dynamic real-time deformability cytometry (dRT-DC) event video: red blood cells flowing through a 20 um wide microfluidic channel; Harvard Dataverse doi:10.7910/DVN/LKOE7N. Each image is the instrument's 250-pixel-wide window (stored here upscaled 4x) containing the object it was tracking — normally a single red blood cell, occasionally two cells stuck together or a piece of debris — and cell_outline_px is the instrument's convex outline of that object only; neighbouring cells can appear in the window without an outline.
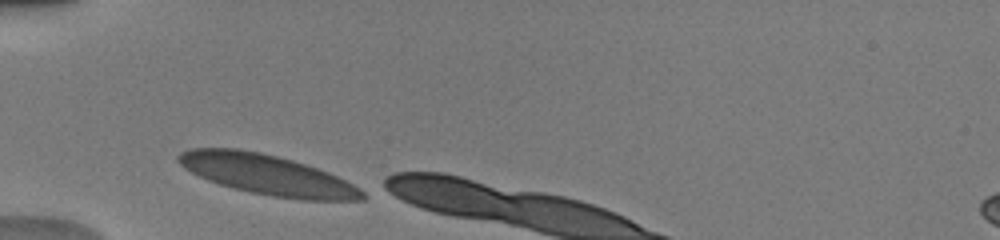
{"species": "human", "species_latin": "Homo sapiens", "temperature_condition": "warm", "stored_images_in_passage": 4, "camera_frame_rate_fps": 3000, "um_per_image_px": 0.085, "donor": {"sex": "male"}, "frame": {"image": 1, "passage_image": 1, "time_ms": 0.0, "image_size_px": [1000, 240], "cell_outline_px": [[368, 196], [364, 200], [300, 200], [272, 196], [252, 192], [220, 184], [208, 180], [184, 168], [176, 160], [176, 156], [180, 152], [188, 148], [236, 148], [260, 152], [292, 160], [328, 172], [368, 192]], "centroid_in_image_um": [22.73, 14.85], "position_along_channel_um": 62.3, "area_um2": 42.89}}
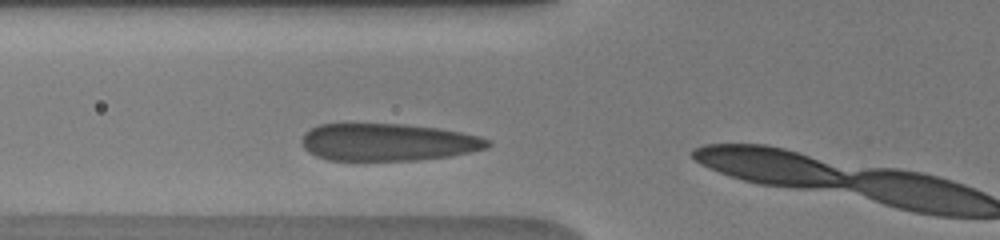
{"frame": {"image": 2, "passage_image": 3, "time_ms": 1.0, "image_size_px": [1000, 240], "cell_outline_px": [[492, 144], [488, 148], [448, 156], [416, 160], [328, 160], [316, 156], [308, 152], [304, 148], [300, 140], [304, 132], [320, 124], [404, 124], [440, 128], [480, 136], [492, 140]], "centroid_in_image_um": [32.97, 12.08], "position_along_channel_um": 92.8, "area_um2": 40.63}}